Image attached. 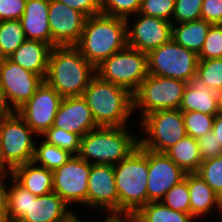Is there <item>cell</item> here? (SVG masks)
<instances>
[{"instance_id":"cell-1","label":"cell","mask_w":222,"mask_h":222,"mask_svg":"<svg viewBox=\"0 0 222 222\" xmlns=\"http://www.w3.org/2000/svg\"><path fill=\"white\" fill-rule=\"evenodd\" d=\"M95 68L75 46H54L49 56L44 82L63 98L82 96Z\"/></svg>"},{"instance_id":"cell-2","label":"cell","mask_w":222,"mask_h":222,"mask_svg":"<svg viewBox=\"0 0 222 222\" xmlns=\"http://www.w3.org/2000/svg\"><path fill=\"white\" fill-rule=\"evenodd\" d=\"M126 46V20L102 13L87 17L80 39L75 45L94 68Z\"/></svg>"},{"instance_id":"cell-3","label":"cell","mask_w":222,"mask_h":222,"mask_svg":"<svg viewBox=\"0 0 222 222\" xmlns=\"http://www.w3.org/2000/svg\"><path fill=\"white\" fill-rule=\"evenodd\" d=\"M82 97L86 100L98 127L129 126L131 119L135 122L133 94L121 86L103 81L95 75Z\"/></svg>"},{"instance_id":"cell-4","label":"cell","mask_w":222,"mask_h":222,"mask_svg":"<svg viewBox=\"0 0 222 222\" xmlns=\"http://www.w3.org/2000/svg\"><path fill=\"white\" fill-rule=\"evenodd\" d=\"M113 168L118 192V215L133 216L148 203V149L139 144Z\"/></svg>"},{"instance_id":"cell-5","label":"cell","mask_w":222,"mask_h":222,"mask_svg":"<svg viewBox=\"0 0 222 222\" xmlns=\"http://www.w3.org/2000/svg\"><path fill=\"white\" fill-rule=\"evenodd\" d=\"M134 127H98L89 131L81 137L78 156L90 164L114 165L121 162L139 145V133L134 132Z\"/></svg>"},{"instance_id":"cell-6","label":"cell","mask_w":222,"mask_h":222,"mask_svg":"<svg viewBox=\"0 0 222 222\" xmlns=\"http://www.w3.org/2000/svg\"><path fill=\"white\" fill-rule=\"evenodd\" d=\"M187 82L150 75L133 94V115L137 112V124L148 114L158 110L179 109Z\"/></svg>"},{"instance_id":"cell-7","label":"cell","mask_w":222,"mask_h":222,"mask_svg":"<svg viewBox=\"0 0 222 222\" xmlns=\"http://www.w3.org/2000/svg\"><path fill=\"white\" fill-rule=\"evenodd\" d=\"M139 144L150 151L165 153L187 136L179 109L158 110L146 115L137 125Z\"/></svg>"},{"instance_id":"cell-8","label":"cell","mask_w":222,"mask_h":222,"mask_svg":"<svg viewBox=\"0 0 222 222\" xmlns=\"http://www.w3.org/2000/svg\"><path fill=\"white\" fill-rule=\"evenodd\" d=\"M95 71L101 80L134 94L148 76L147 53L126 46L105 59Z\"/></svg>"},{"instance_id":"cell-9","label":"cell","mask_w":222,"mask_h":222,"mask_svg":"<svg viewBox=\"0 0 222 222\" xmlns=\"http://www.w3.org/2000/svg\"><path fill=\"white\" fill-rule=\"evenodd\" d=\"M198 55L173 39L147 53L148 74L184 82L196 77Z\"/></svg>"},{"instance_id":"cell-10","label":"cell","mask_w":222,"mask_h":222,"mask_svg":"<svg viewBox=\"0 0 222 222\" xmlns=\"http://www.w3.org/2000/svg\"><path fill=\"white\" fill-rule=\"evenodd\" d=\"M0 138L5 163L12 170L33 161L38 136L16 112L0 118Z\"/></svg>"},{"instance_id":"cell-11","label":"cell","mask_w":222,"mask_h":222,"mask_svg":"<svg viewBox=\"0 0 222 222\" xmlns=\"http://www.w3.org/2000/svg\"><path fill=\"white\" fill-rule=\"evenodd\" d=\"M52 172L53 192L59 195L75 213L78 214L79 210L81 212L82 206H86L85 209H87L91 164L78 155H73L65 164Z\"/></svg>"},{"instance_id":"cell-12","label":"cell","mask_w":222,"mask_h":222,"mask_svg":"<svg viewBox=\"0 0 222 222\" xmlns=\"http://www.w3.org/2000/svg\"><path fill=\"white\" fill-rule=\"evenodd\" d=\"M63 97L45 82L35 94L15 112L41 137L53 126Z\"/></svg>"},{"instance_id":"cell-13","label":"cell","mask_w":222,"mask_h":222,"mask_svg":"<svg viewBox=\"0 0 222 222\" xmlns=\"http://www.w3.org/2000/svg\"><path fill=\"white\" fill-rule=\"evenodd\" d=\"M125 20L130 48L148 53L172 39L171 22L139 13Z\"/></svg>"},{"instance_id":"cell-14","label":"cell","mask_w":222,"mask_h":222,"mask_svg":"<svg viewBox=\"0 0 222 222\" xmlns=\"http://www.w3.org/2000/svg\"><path fill=\"white\" fill-rule=\"evenodd\" d=\"M87 208L99 217L100 213L103 216L118 215V192L113 165L91 164Z\"/></svg>"},{"instance_id":"cell-15","label":"cell","mask_w":222,"mask_h":222,"mask_svg":"<svg viewBox=\"0 0 222 222\" xmlns=\"http://www.w3.org/2000/svg\"><path fill=\"white\" fill-rule=\"evenodd\" d=\"M43 82L41 76L24 69L9 58L0 63V83L14 111L32 98Z\"/></svg>"},{"instance_id":"cell-16","label":"cell","mask_w":222,"mask_h":222,"mask_svg":"<svg viewBox=\"0 0 222 222\" xmlns=\"http://www.w3.org/2000/svg\"><path fill=\"white\" fill-rule=\"evenodd\" d=\"M87 17L64 3L49 0L51 46H75L82 34Z\"/></svg>"},{"instance_id":"cell-17","label":"cell","mask_w":222,"mask_h":222,"mask_svg":"<svg viewBox=\"0 0 222 222\" xmlns=\"http://www.w3.org/2000/svg\"><path fill=\"white\" fill-rule=\"evenodd\" d=\"M148 174V203L161 201L165 194L186 176V173L165 153L150 150H148Z\"/></svg>"},{"instance_id":"cell-18","label":"cell","mask_w":222,"mask_h":222,"mask_svg":"<svg viewBox=\"0 0 222 222\" xmlns=\"http://www.w3.org/2000/svg\"><path fill=\"white\" fill-rule=\"evenodd\" d=\"M53 127L85 136L98 128L86 100L82 96L64 97L54 119Z\"/></svg>"},{"instance_id":"cell-19","label":"cell","mask_w":222,"mask_h":222,"mask_svg":"<svg viewBox=\"0 0 222 222\" xmlns=\"http://www.w3.org/2000/svg\"><path fill=\"white\" fill-rule=\"evenodd\" d=\"M77 213L55 192L31 193L28 211L18 222H69Z\"/></svg>"},{"instance_id":"cell-20","label":"cell","mask_w":222,"mask_h":222,"mask_svg":"<svg viewBox=\"0 0 222 222\" xmlns=\"http://www.w3.org/2000/svg\"><path fill=\"white\" fill-rule=\"evenodd\" d=\"M188 189L190 215L198 222H211L218 215L217 194L197 173H188Z\"/></svg>"},{"instance_id":"cell-21","label":"cell","mask_w":222,"mask_h":222,"mask_svg":"<svg viewBox=\"0 0 222 222\" xmlns=\"http://www.w3.org/2000/svg\"><path fill=\"white\" fill-rule=\"evenodd\" d=\"M19 21L26 40H39L51 45L49 0H27Z\"/></svg>"},{"instance_id":"cell-22","label":"cell","mask_w":222,"mask_h":222,"mask_svg":"<svg viewBox=\"0 0 222 222\" xmlns=\"http://www.w3.org/2000/svg\"><path fill=\"white\" fill-rule=\"evenodd\" d=\"M219 95L194 77L184 89L179 110L181 112L196 111L216 116L218 114Z\"/></svg>"},{"instance_id":"cell-23","label":"cell","mask_w":222,"mask_h":222,"mask_svg":"<svg viewBox=\"0 0 222 222\" xmlns=\"http://www.w3.org/2000/svg\"><path fill=\"white\" fill-rule=\"evenodd\" d=\"M52 48L43 41L25 40L8 58L44 79Z\"/></svg>"},{"instance_id":"cell-24","label":"cell","mask_w":222,"mask_h":222,"mask_svg":"<svg viewBox=\"0 0 222 222\" xmlns=\"http://www.w3.org/2000/svg\"><path fill=\"white\" fill-rule=\"evenodd\" d=\"M11 177L20 186L36 196L53 192V172L33 161L15 167Z\"/></svg>"},{"instance_id":"cell-25","label":"cell","mask_w":222,"mask_h":222,"mask_svg":"<svg viewBox=\"0 0 222 222\" xmlns=\"http://www.w3.org/2000/svg\"><path fill=\"white\" fill-rule=\"evenodd\" d=\"M211 25V23L202 19L172 24V39L198 55Z\"/></svg>"},{"instance_id":"cell-26","label":"cell","mask_w":222,"mask_h":222,"mask_svg":"<svg viewBox=\"0 0 222 222\" xmlns=\"http://www.w3.org/2000/svg\"><path fill=\"white\" fill-rule=\"evenodd\" d=\"M165 154L186 174L197 173L202 163L197 139L188 135L167 150Z\"/></svg>"},{"instance_id":"cell-27","label":"cell","mask_w":222,"mask_h":222,"mask_svg":"<svg viewBox=\"0 0 222 222\" xmlns=\"http://www.w3.org/2000/svg\"><path fill=\"white\" fill-rule=\"evenodd\" d=\"M132 217L135 222H198L189 213L172 210L161 201L147 203Z\"/></svg>"},{"instance_id":"cell-28","label":"cell","mask_w":222,"mask_h":222,"mask_svg":"<svg viewBox=\"0 0 222 222\" xmlns=\"http://www.w3.org/2000/svg\"><path fill=\"white\" fill-rule=\"evenodd\" d=\"M30 203L31 192L10 176L6 199L7 222H18L28 211Z\"/></svg>"},{"instance_id":"cell-29","label":"cell","mask_w":222,"mask_h":222,"mask_svg":"<svg viewBox=\"0 0 222 222\" xmlns=\"http://www.w3.org/2000/svg\"><path fill=\"white\" fill-rule=\"evenodd\" d=\"M72 156L73 154L69 151L51 145L38 137L35 143L33 162L54 171L65 164Z\"/></svg>"},{"instance_id":"cell-30","label":"cell","mask_w":222,"mask_h":222,"mask_svg":"<svg viewBox=\"0 0 222 222\" xmlns=\"http://www.w3.org/2000/svg\"><path fill=\"white\" fill-rule=\"evenodd\" d=\"M25 40L19 20L0 21V47L4 58L12 55Z\"/></svg>"},{"instance_id":"cell-31","label":"cell","mask_w":222,"mask_h":222,"mask_svg":"<svg viewBox=\"0 0 222 222\" xmlns=\"http://www.w3.org/2000/svg\"><path fill=\"white\" fill-rule=\"evenodd\" d=\"M196 78L202 81L210 90L222 93V58L199 59Z\"/></svg>"},{"instance_id":"cell-32","label":"cell","mask_w":222,"mask_h":222,"mask_svg":"<svg viewBox=\"0 0 222 222\" xmlns=\"http://www.w3.org/2000/svg\"><path fill=\"white\" fill-rule=\"evenodd\" d=\"M41 138L51 145L69 151L73 155L79 154L81 136L78 134L52 126Z\"/></svg>"},{"instance_id":"cell-33","label":"cell","mask_w":222,"mask_h":222,"mask_svg":"<svg viewBox=\"0 0 222 222\" xmlns=\"http://www.w3.org/2000/svg\"><path fill=\"white\" fill-rule=\"evenodd\" d=\"M186 134L198 139L212 131L215 116L201 112H182Z\"/></svg>"},{"instance_id":"cell-34","label":"cell","mask_w":222,"mask_h":222,"mask_svg":"<svg viewBox=\"0 0 222 222\" xmlns=\"http://www.w3.org/2000/svg\"><path fill=\"white\" fill-rule=\"evenodd\" d=\"M161 202L172 210L190 214V197L188 189V173L178 184L174 185Z\"/></svg>"},{"instance_id":"cell-35","label":"cell","mask_w":222,"mask_h":222,"mask_svg":"<svg viewBox=\"0 0 222 222\" xmlns=\"http://www.w3.org/2000/svg\"><path fill=\"white\" fill-rule=\"evenodd\" d=\"M197 174L218 194L222 191V155L202 161Z\"/></svg>"},{"instance_id":"cell-36","label":"cell","mask_w":222,"mask_h":222,"mask_svg":"<svg viewBox=\"0 0 222 222\" xmlns=\"http://www.w3.org/2000/svg\"><path fill=\"white\" fill-rule=\"evenodd\" d=\"M102 14L114 17L128 18L136 15L141 6V0H100Z\"/></svg>"},{"instance_id":"cell-37","label":"cell","mask_w":222,"mask_h":222,"mask_svg":"<svg viewBox=\"0 0 222 222\" xmlns=\"http://www.w3.org/2000/svg\"><path fill=\"white\" fill-rule=\"evenodd\" d=\"M222 58V24H212L207 32L198 59Z\"/></svg>"},{"instance_id":"cell-38","label":"cell","mask_w":222,"mask_h":222,"mask_svg":"<svg viewBox=\"0 0 222 222\" xmlns=\"http://www.w3.org/2000/svg\"><path fill=\"white\" fill-rule=\"evenodd\" d=\"M203 0H175L172 24L201 20Z\"/></svg>"},{"instance_id":"cell-39","label":"cell","mask_w":222,"mask_h":222,"mask_svg":"<svg viewBox=\"0 0 222 222\" xmlns=\"http://www.w3.org/2000/svg\"><path fill=\"white\" fill-rule=\"evenodd\" d=\"M175 0H141L139 14L157 17L172 23Z\"/></svg>"},{"instance_id":"cell-40","label":"cell","mask_w":222,"mask_h":222,"mask_svg":"<svg viewBox=\"0 0 222 222\" xmlns=\"http://www.w3.org/2000/svg\"><path fill=\"white\" fill-rule=\"evenodd\" d=\"M197 142L202 161L222 155L221 144L217 141L216 136L212 131L198 138Z\"/></svg>"},{"instance_id":"cell-41","label":"cell","mask_w":222,"mask_h":222,"mask_svg":"<svg viewBox=\"0 0 222 222\" xmlns=\"http://www.w3.org/2000/svg\"><path fill=\"white\" fill-rule=\"evenodd\" d=\"M27 0H0V21L19 20Z\"/></svg>"},{"instance_id":"cell-42","label":"cell","mask_w":222,"mask_h":222,"mask_svg":"<svg viewBox=\"0 0 222 222\" xmlns=\"http://www.w3.org/2000/svg\"><path fill=\"white\" fill-rule=\"evenodd\" d=\"M56 1L64 3L66 6L83 13L86 17L102 13L100 0H56Z\"/></svg>"},{"instance_id":"cell-43","label":"cell","mask_w":222,"mask_h":222,"mask_svg":"<svg viewBox=\"0 0 222 222\" xmlns=\"http://www.w3.org/2000/svg\"><path fill=\"white\" fill-rule=\"evenodd\" d=\"M201 19L211 24H222V0H203Z\"/></svg>"},{"instance_id":"cell-44","label":"cell","mask_w":222,"mask_h":222,"mask_svg":"<svg viewBox=\"0 0 222 222\" xmlns=\"http://www.w3.org/2000/svg\"><path fill=\"white\" fill-rule=\"evenodd\" d=\"M11 175L0 174V222H7L6 199Z\"/></svg>"},{"instance_id":"cell-45","label":"cell","mask_w":222,"mask_h":222,"mask_svg":"<svg viewBox=\"0 0 222 222\" xmlns=\"http://www.w3.org/2000/svg\"><path fill=\"white\" fill-rule=\"evenodd\" d=\"M15 111L10 107L4 92V88L0 83V118L3 116L10 115Z\"/></svg>"},{"instance_id":"cell-46","label":"cell","mask_w":222,"mask_h":222,"mask_svg":"<svg viewBox=\"0 0 222 222\" xmlns=\"http://www.w3.org/2000/svg\"><path fill=\"white\" fill-rule=\"evenodd\" d=\"M212 132L216 136L217 141L221 144L222 147V115L217 114L214 119Z\"/></svg>"},{"instance_id":"cell-47","label":"cell","mask_w":222,"mask_h":222,"mask_svg":"<svg viewBox=\"0 0 222 222\" xmlns=\"http://www.w3.org/2000/svg\"><path fill=\"white\" fill-rule=\"evenodd\" d=\"M102 222H135L132 216L108 215L104 216Z\"/></svg>"},{"instance_id":"cell-48","label":"cell","mask_w":222,"mask_h":222,"mask_svg":"<svg viewBox=\"0 0 222 222\" xmlns=\"http://www.w3.org/2000/svg\"><path fill=\"white\" fill-rule=\"evenodd\" d=\"M0 174H12V169L5 163L2 150V142L0 138Z\"/></svg>"},{"instance_id":"cell-49","label":"cell","mask_w":222,"mask_h":222,"mask_svg":"<svg viewBox=\"0 0 222 222\" xmlns=\"http://www.w3.org/2000/svg\"><path fill=\"white\" fill-rule=\"evenodd\" d=\"M218 215H222V191L217 194Z\"/></svg>"},{"instance_id":"cell-50","label":"cell","mask_w":222,"mask_h":222,"mask_svg":"<svg viewBox=\"0 0 222 222\" xmlns=\"http://www.w3.org/2000/svg\"><path fill=\"white\" fill-rule=\"evenodd\" d=\"M84 219L79 216L78 214H76L69 222H87V221H83Z\"/></svg>"},{"instance_id":"cell-51","label":"cell","mask_w":222,"mask_h":222,"mask_svg":"<svg viewBox=\"0 0 222 222\" xmlns=\"http://www.w3.org/2000/svg\"><path fill=\"white\" fill-rule=\"evenodd\" d=\"M218 114L222 115V93H220V95H219Z\"/></svg>"},{"instance_id":"cell-52","label":"cell","mask_w":222,"mask_h":222,"mask_svg":"<svg viewBox=\"0 0 222 222\" xmlns=\"http://www.w3.org/2000/svg\"><path fill=\"white\" fill-rule=\"evenodd\" d=\"M215 217H216V218H215ZM215 217H214V222H222V215H220V216H219V215H216ZM217 218H219V220H218ZM215 220H216V221H215ZM217 220H218V221H217Z\"/></svg>"},{"instance_id":"cell-53","label":"cell","mask_w":222,"mask_h":222,"mask_svg":"<svg viewBox=\"0 0 222 222\" xmlns=\"http://www.w3.org/2000/svg\"><path fill=\"white\" fill-rule=\"evenodd\" d=\"M5 58L2 56V50H1V47H0V63L4 60Z\"/></svg>"}]
</instances>
